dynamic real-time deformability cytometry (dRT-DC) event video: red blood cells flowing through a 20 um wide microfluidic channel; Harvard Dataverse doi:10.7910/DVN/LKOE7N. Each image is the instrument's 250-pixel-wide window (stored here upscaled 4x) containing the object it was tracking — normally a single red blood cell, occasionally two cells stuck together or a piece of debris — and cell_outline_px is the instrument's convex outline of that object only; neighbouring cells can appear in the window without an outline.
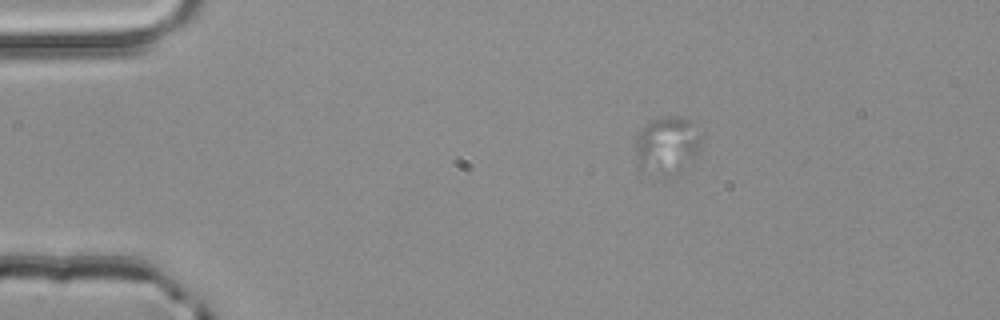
{"species": "common noctule bat (a hibernating species)", "species_latin": "Nyctalus noctula", "temperature_condition": "room temperature", "stored_images_in_passage": 4, "camera_frame_rate_fps": 3000, "um_per_image_px": 0.085, "animal": {"sex": "male", "body_mass_g": 20.4}, "frame": {"image": 1, "passage_image": 3, "time_ms": 0.667, "image_size_px": [1000, 320], "cell_outline_px": [[696, 164], [684, 172], [672, 176], [664, 176], [640, 172], [636, 164], [636, 140], [640, 132], [652, 120], [664, 116], [668, 116], [688, 120], [696, 140]], "centroid_in_image_um": [56.62, 12.51], "position_along_channel_um": 28.4, "area_um2": 21.85}}
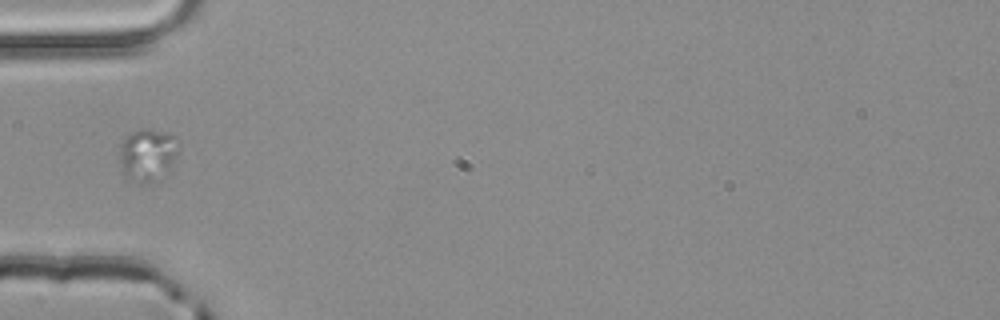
{"frame": {"image": 2, "passage_image": 4, "time_ms": 1.0, "image_size_px": [1000, 320], "cell_outline_px": [[180, 140], [168, 176], [156, 184], [136, 184], [128, 180], [120, 172], [120, 144], [124, 136], [140, 128], [148, 128], [164, 132], [176, 136]], "centroid_in_image_um": [12.53, 13.23], "position_along_channel_um": 72.5, "area_um2": 19.25}}